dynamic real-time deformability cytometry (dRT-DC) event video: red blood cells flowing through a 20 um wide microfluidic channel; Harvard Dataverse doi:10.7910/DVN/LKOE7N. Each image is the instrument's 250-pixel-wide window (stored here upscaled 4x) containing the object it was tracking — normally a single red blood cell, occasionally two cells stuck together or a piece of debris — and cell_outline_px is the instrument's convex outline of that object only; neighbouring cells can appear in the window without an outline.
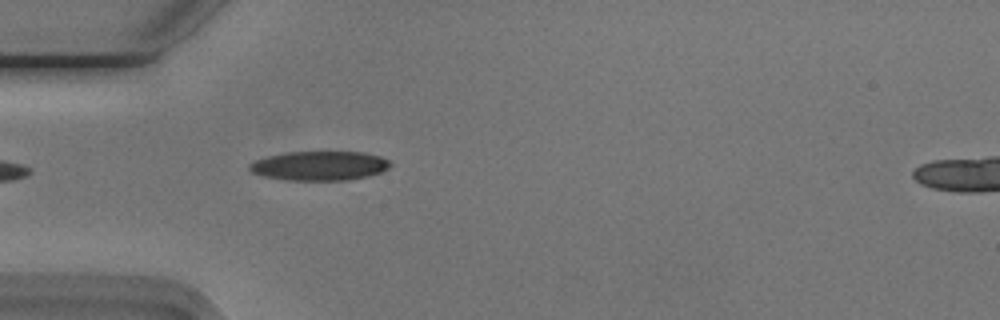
{"species": "Egyptian fruit bat (a non-hibernating species)", "species_latin": "Rousettus aegyptiacus", "temperature_condition": "cold", "stored_images_in_passage": 15, "camera_frame_rate_fps": 3000, "um_per_image_px": 0.085, "animal": {"sex": "male"}, "frame": {"image": 1, "passage_image": 1, "time_ms": 0.0, "image_size_px": [1000, 320], "cell_outline_px": [[392, 164], [388, 168], [380, 172], [368, 176], [348, 180], [288, 180], [264, 176], [252, 172], [248, 168], [248, 164], [256, 160], [268, 156], [288, 152], [364, 152], [380, 156], [388, 160]], "centroid_in_image_um": [27.17, 14.09], "position_along_channel_um": 57.8, "area_um2": 23.93}}
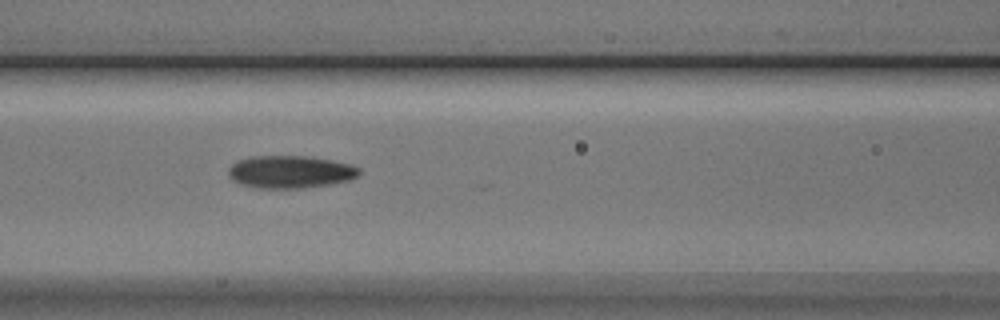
{"frame": {"image": 2, "passage_image": 8, "time_ms": 2.333, "image_size_px": [1000, 320], "cell_outline_px": [[360, 172], [352, 180], [332, 184], [304, 188], [260, 188], [240, 184], [232, 180], [228, 172], [228, 168], [232, 164], [240, 160], [252, 156], [304, 156], [332, 160], [352, 164], [360, 168]], "centroid_in_image_um": [24.7, 14.61], "position_along_channel_um": 141.9, "area_um2": 24.91}}
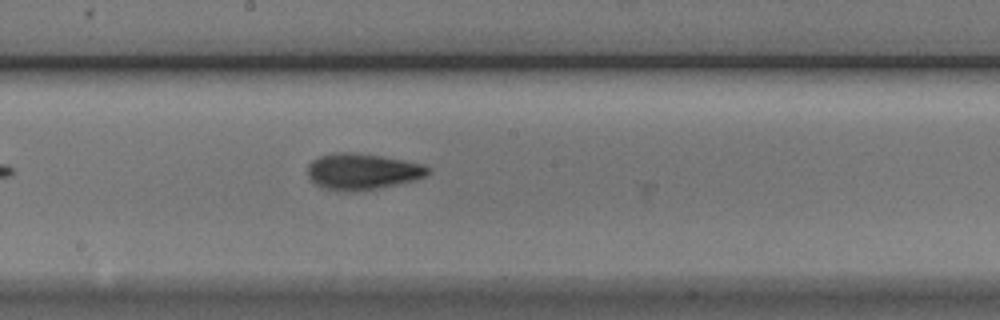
{"frame": {"image": 3, "passage_image": 14, "time_ms": 4.333, "image_size_px": [1000, 320], "cell_outline_px": [[432, 172], [428, 176], [416, 180], [380, 188], [352, 192], [340, 192], [320, 188], [308, 176], [308, 164], [312, 160], [320, 156], [332, 152], [352, 152], [380, 156], [404, 160], [424, 164], [432, 168]], "centroid_in_image_um": [30.83, 14.59], "position_along_channel_um": 217.4, "area_um2": 25.95}}